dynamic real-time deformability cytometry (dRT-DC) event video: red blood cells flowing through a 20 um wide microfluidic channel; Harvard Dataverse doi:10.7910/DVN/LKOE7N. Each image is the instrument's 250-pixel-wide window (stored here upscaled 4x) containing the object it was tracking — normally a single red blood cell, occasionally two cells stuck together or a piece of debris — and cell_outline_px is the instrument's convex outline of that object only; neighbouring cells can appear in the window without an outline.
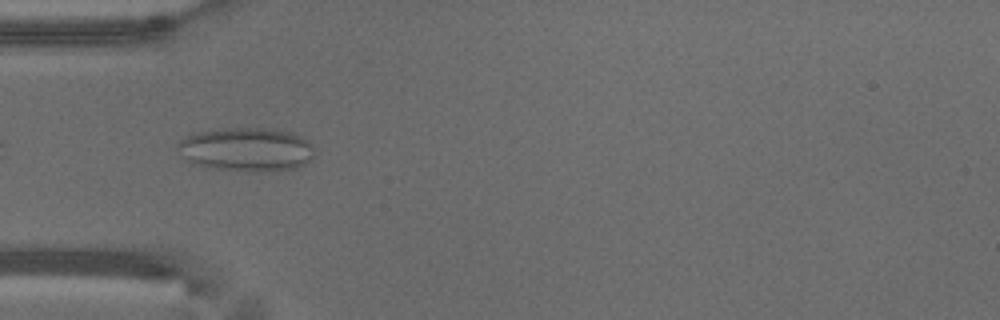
{"species": "common noctule bat (a hibernating species)", "species_latin": "Nyctalus noctula", "temperature_condition": "warm", "stored_images_in_passage": 5, "camera_frame_rate_fps": 3000, "um_per_image_px": 0.085, "animal": {"sex": "male", "body_mass_g": 18.8}, "frame": {"image": 1, "passage_image": 2, "time_ms": 0.333, "image_size_px": [1000, 320], "cell_outline_px": [[312, 160], [296, 168], [276, 172], [248, 172], [212, 168], [192, 164], [188, 160], [176, 144], [180, 140], [196, 132], [224, 128], [276, 128], [292, 132], [308, 140], [312, 144]], "centroid_in_image_um": [21.0, 12.71], "position_along_channel_um": 64.0, "area_um2": 35.32}}